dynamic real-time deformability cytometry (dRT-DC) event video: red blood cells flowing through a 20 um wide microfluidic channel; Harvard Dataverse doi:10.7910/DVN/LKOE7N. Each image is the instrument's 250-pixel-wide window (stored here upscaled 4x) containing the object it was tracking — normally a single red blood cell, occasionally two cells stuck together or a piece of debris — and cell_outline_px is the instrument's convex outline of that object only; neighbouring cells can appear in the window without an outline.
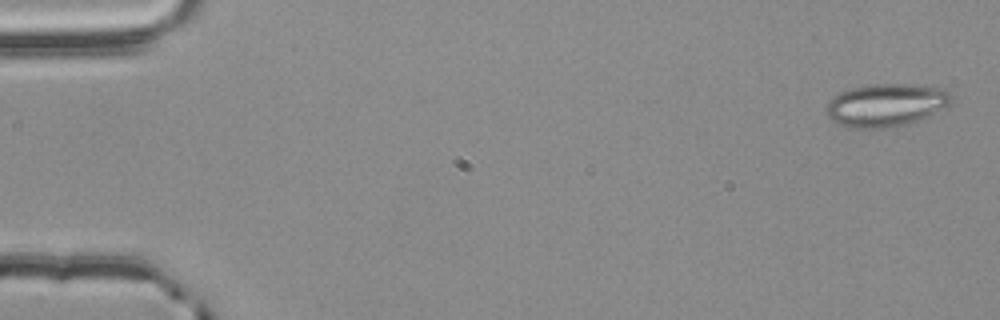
{"species": "common noctule bat (a hibernating species)", "species_latin": "Nyctalus noctula", "temperature_condition": "room temperature", "stored_images_in_passage": 55, "camera_frame_rate_fps": 3000, "um_per_image_px": 0.085, "animal": {"sex": "male", "body_mass_g": 20.4}, "frame": {"image": 1, "passage_image": 1, "time_ms": 0.0, "image_size_px": [1000, 320], "cell_outline_px": [[952, 100], [948, 104], [908, 124], [880, 128], [848, 128], [832, 120], [824, 112], [824, 108], [832, 96], [840, 92], [852, 88], [868, 84], [920, 84], [944, 88], [952, 96]], "centroid_in_image_um": [75.24, 8.91], "position_along_channel_um": 9.8, "area_um2": 31.15}}
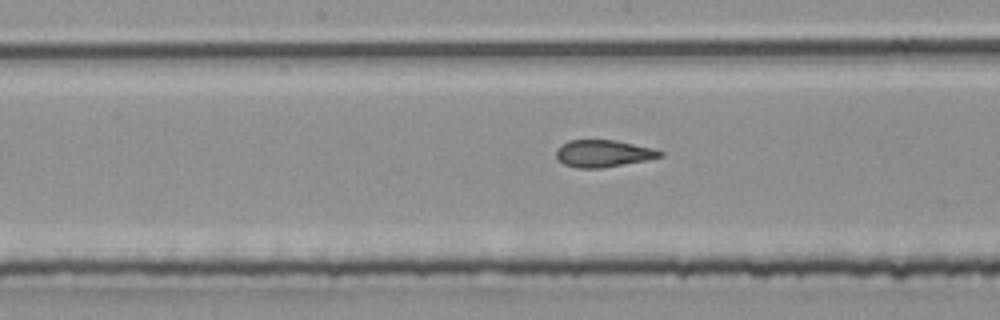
{"frame": {"image": 2, "passage_image": 28, "time_ms": 9.0, "image_size_px": [1000, 320], "cell_outline_px": [[664, 156], [648, 160], [600, 168], [576, 168], [564, 164], [556, 156], [556, 148], [560, 144], [568, 140], [616, 140], [656, 148], [664, 152]], "centroid_in_image_um": [51.31, 13.03], "position_along_channel_um": 196.9, "area_um2": 16.65}}
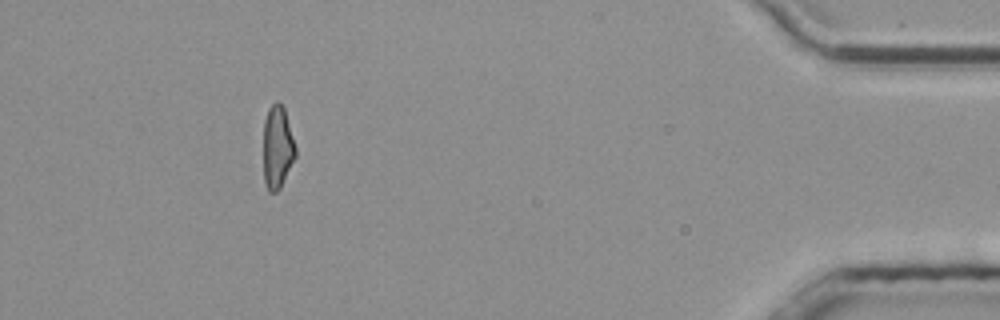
{"frame": {"image": 3, "passage_image": 50, "time_ms": 16.333, "image_size_px": [1000, 320], "cell_outline_px": [[296, 156], [280, 188], [276, 192], [268, 192], [264, 184], [264, 120], [268, 108], [276, 100], [280, 100], [284, 108], [296, 148]], "centroid_in_image_um": [23.57, 12.5], "position_along_channel_um": 411.6, "area_um2": 15.61}, "authors_computed_cell_mechanics": {"area_um2": 17.1088, "velocity_mm_per_s": 3.7919, "shape_relaxation_time_tau1_ms": null, "shape_relaxation_time_tau2_ms": 1.5558, "deformation_change_tau1": null, "deformation_change_tau2": 0.0976}}